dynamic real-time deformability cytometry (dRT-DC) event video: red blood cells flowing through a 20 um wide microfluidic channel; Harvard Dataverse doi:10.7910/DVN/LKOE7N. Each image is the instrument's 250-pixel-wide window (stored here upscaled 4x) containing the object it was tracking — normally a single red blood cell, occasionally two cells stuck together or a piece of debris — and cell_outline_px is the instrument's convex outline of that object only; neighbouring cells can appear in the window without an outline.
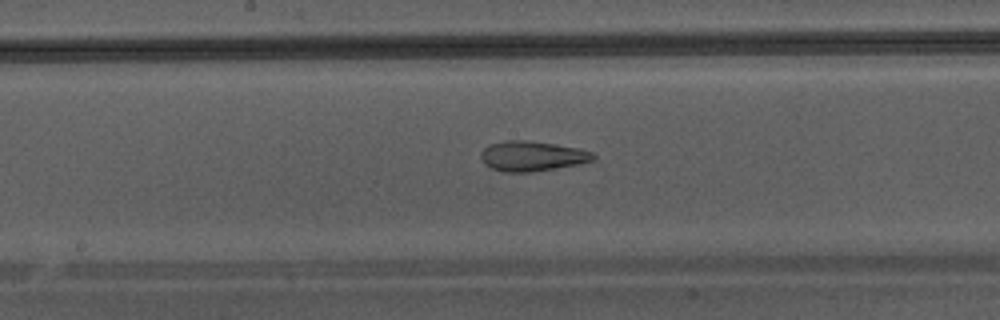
{"species": "Egyptian fruit bat (a non-hibernating species)", "species_latin": "Rousettus aegyptiacus", "temperature_condition": "warm", "stored_images_in_passage": 35, "camera_frame_rate_fps": 3000, "um_per_image_px": 0.085, "animal": {"sex": "male"}, "frame": {"image": 1, "passage_image": 16, "time_ms": 5.0, "image_size_px": [1000, 320], "cell_outline_px": [[596, 156], [592, 160], [576, 164], [532, 172], [504, 172], [492, 168], [484, 164], [480, 156], [480, 152], [484, 148], [492, 144], [504, 140], [524, 140], [552, 144], [576, 148], [592, 152]], "centroid_in_image_um": [45.17, 13.27], "position_along_channel_um": 203.0, "area_um2": 19.31}}